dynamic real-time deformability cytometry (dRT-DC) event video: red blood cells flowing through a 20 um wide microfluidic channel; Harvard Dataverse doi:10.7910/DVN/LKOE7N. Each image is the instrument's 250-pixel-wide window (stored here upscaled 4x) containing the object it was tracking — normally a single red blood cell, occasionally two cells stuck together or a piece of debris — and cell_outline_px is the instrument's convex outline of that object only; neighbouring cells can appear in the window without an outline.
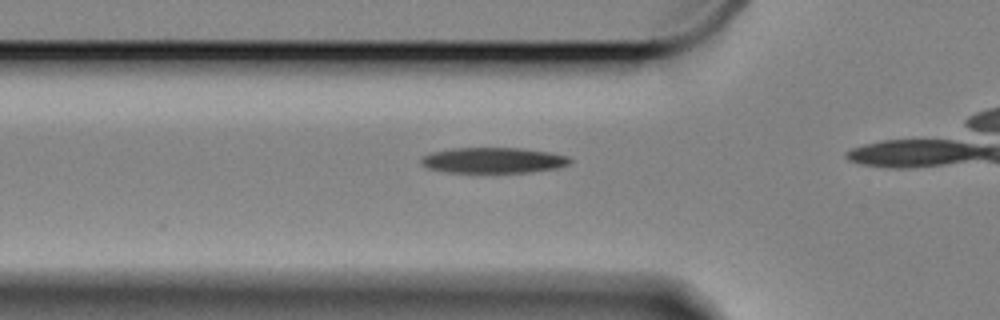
{"species": "Egyptian fruit bat (a non-hibernating species)", "species_latin": "Rousettus aegyptiacus", "temperature_condition": "cold", "stored_images_in_passage": 7, "camera_frame_rate_fps": 3000, "um_per_image_px": 0.085, "animal": {"sex": "female"}, "frame": {"image": 1, "passage_image": 2, "time_ms": 0.333, "image_size_px": [1000, 320], "cell_outline_px": [[572, 160], [568, 164], [556, 168], [528, 172], [448, 172], [428, 168], [420, 160], [420, 156], [432, 152], [452, 148], [520, 148], [548, 152], [568, 156]], "centroid_in_image_um": [41.91, 13.62], "position_along_channel_um": 83.9, "area_um2": 22.02}}
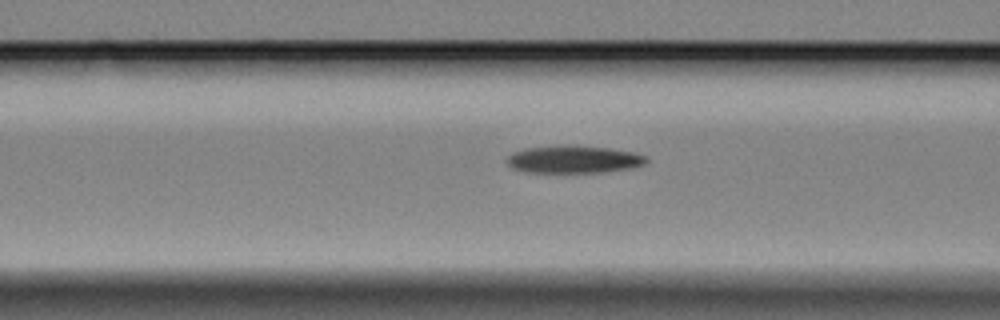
{"frame": {"image": 2, "passage_image": 5, "time_ms": 1.333, "image_size_px": [1000, 320], "cell_outline_px": [[648, 160], [644, 164], [632, 168], [604, 172], [524, 172], [512, 168], [508, 164], [508, 156], [512, 152], [524, 148], [608, 148], [636, 152], [648, 156]], "centroid_in_image_um": [48.82, 13.59], "position_along_channel_um": 117.8, "area_um2": 21.44}}